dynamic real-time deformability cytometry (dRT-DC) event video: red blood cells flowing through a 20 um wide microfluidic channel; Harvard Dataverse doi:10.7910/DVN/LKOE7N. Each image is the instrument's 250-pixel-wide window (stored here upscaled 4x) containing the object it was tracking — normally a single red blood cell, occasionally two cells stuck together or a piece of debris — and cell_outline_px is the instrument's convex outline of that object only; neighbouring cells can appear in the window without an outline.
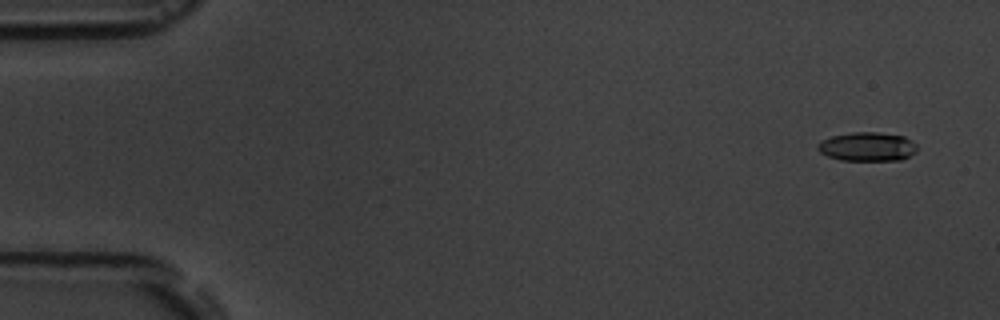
{"species": "common noctule bat (a hibernating species)", "species_latin": "Nyctalus noctula", "temperature_condition": "room temperature", "stored_images_in_passage": 5, "camera_frame_rate_fps": 3000, "um_per_image_px": 0.085, "animal": {"sex": "male", "body_mass_g": 19.5, "forearm_length_mm": 54.6}, "frame": {"image": 1, "passage_image": 1, "time_ms": 0.0, "image_size_px": [1000, 320], "cell_outline_px": [[916, 152], [900, 160], [840, 160], [828, 156], [820, 152], [816, 148], [816, 144], [832, 136], [852, 132], [876, 132], [904, 136], [916, 144]], "centroid_in_image_um": [73.71, 12.46], "position_along_channel_um": 11.3, "area_um2": 16.65}}
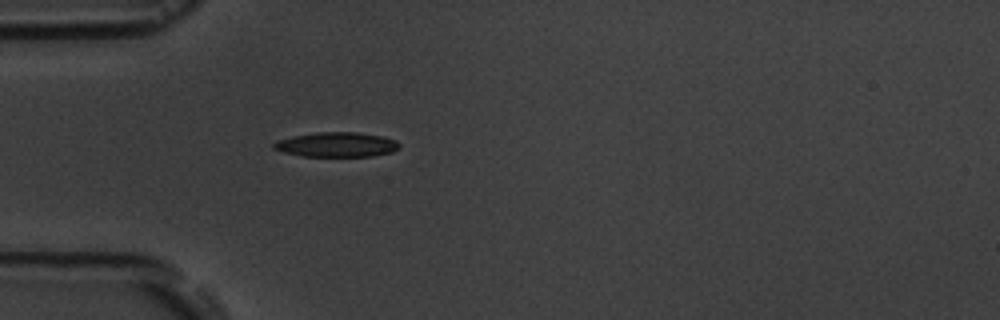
{"frame": {"image": 2, "passage_image": 5, "time_ms": 4.667, "image_size_px": [1000, 320], "cell_outline_px": [[400, 148], [392, 152], [372, 156], [300, 156], [284, 152], [272, 148], [272, 144], [276, 140], [292, 136], [316, 132], [356, 132], [384, 136], [396, 140], [400, 144]], "centroid_in_image_um": [28.61, 12.28], "position_along_channel_um": 56.4, "area_um2": 18.26}}